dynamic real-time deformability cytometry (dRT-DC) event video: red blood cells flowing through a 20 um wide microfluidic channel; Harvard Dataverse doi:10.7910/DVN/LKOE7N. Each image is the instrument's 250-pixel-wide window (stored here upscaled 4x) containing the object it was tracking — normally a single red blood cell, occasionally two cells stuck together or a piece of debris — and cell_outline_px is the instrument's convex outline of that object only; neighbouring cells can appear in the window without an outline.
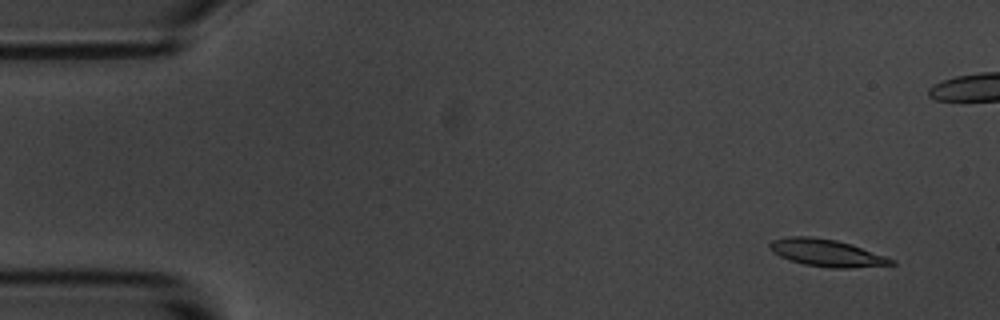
{"species": "common noctule bat (a hibernating species)", "species_latin": "Nyctalus noctula", "temperature_condition": "room temperature", "stored_images_in_passage": 4, "camera_frame_rate_fps": 3000, "um_per_image_px": 0.085, "animal": {"sex": "male", "body_mass_g": 20.1, "forearm_length_mm": 53.5}, "frame": {"image": 1, "passage_image": 1, "time_ms": 0.0, "image_size_px": [1000, 320], "cell_outline_px": [[896, 264], [848, 268], [832, 268], [804, 264], [780, 256], [772, 252], [768, 244], [772, 240], [792, 236], [808, 236], [836, 240], [896, 260]], "centroid_in_image_um": [70.23, 21.5], "position_along_channel_um": 14.8, "area_um2": 18.79}}